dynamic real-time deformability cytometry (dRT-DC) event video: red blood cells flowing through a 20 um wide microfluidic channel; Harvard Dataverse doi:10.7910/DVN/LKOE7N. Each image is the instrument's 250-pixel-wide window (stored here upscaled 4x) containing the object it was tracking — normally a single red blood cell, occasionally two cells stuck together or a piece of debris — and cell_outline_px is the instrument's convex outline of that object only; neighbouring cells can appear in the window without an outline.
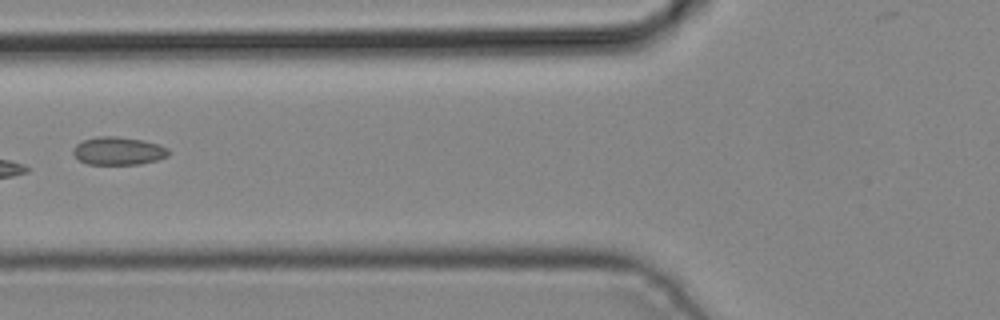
{"species": "common noctule bat (a hibernating species)", "species_latin": "Nyctalus noctula", "temperature_condition": "cold", "stored_images_in_passage": 4, "camera_frame_rate_fps": 3000, "um_per_image_px": 0.085, "animal": {"sex": "male", "body_mass_g": 19.2, "forearm_length_mm": 51.8}, "frame": {"image": 1, "passage_image": 4, "time_ms": 1.0, "image_size_px": [1000, 320], "cell_outline_px": [[168, 156], [156, 160], [140, 164], [88, 164], [80, 160], [72, 152], [72, 148], [76, 144], [84, 140], [96, 136], [116, 136], [144, 140], [160, 144], [168, 148]], "centroid_in_image_um": [10.06, 12.81], "position_along_channel_um": 115.7, "area_um2": 15.61}}